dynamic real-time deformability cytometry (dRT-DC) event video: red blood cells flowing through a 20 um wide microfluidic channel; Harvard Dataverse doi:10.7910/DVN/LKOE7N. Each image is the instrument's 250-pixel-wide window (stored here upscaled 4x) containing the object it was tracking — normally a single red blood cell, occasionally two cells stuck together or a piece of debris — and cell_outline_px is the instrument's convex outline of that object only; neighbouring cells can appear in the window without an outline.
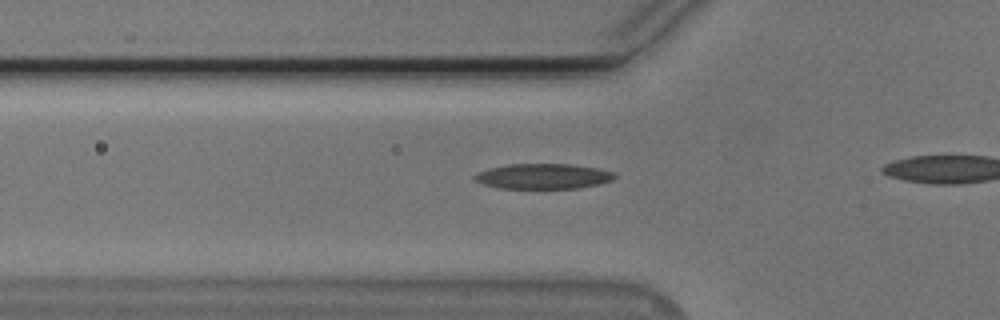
{"species": "Egyptian fruit bat (a non-hibernating species)", "species_latin": "Rousettus aegyptiacus", "temperature_condition": "cold", "stored_images_in_passage": 7, "camera_frame_rate_fps": 3000, "um_per_image_px": 0.085, "animal": {"sex": "male"}, "frame": {"image": 1, "passage_image": 4, "time_ms": 1.0, "image_size_px": [1000, 320], "cell_outline_px": [[616, 176], [612, 180], [600, 184], [576, 188], [500, 188], [484, 184], [476, 180], [472, 176], [488, 168], [508, 164], [568, 164], [596, 168], [612, 172]], "centroid_in_image_um": [46.16, 14.98], "position_along_channel_um": 79.6, "area_um2": 20.35}}
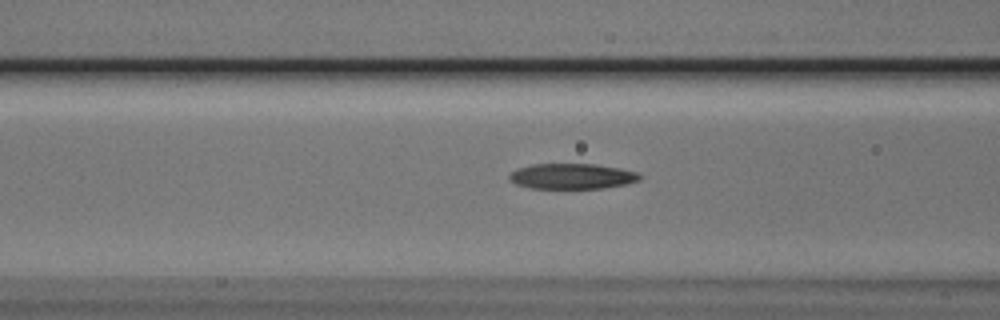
{"frame": {"image": 2, "passage_image": 7, "time_ms": 2.0, "image_size_px": [1000, 320], "cell_outline_px": [[644, 176], [640, 180], [624, 184], [604, 188], [528, 188], [516, 184], [508, 176], [516, 168], [532, 164], [596, 164], [620, 168], [636, 172]], "centroid_in_image_um": [48.63, 14.97], "position_along_channel_um": 118.0, "area_um2": 19.36}}